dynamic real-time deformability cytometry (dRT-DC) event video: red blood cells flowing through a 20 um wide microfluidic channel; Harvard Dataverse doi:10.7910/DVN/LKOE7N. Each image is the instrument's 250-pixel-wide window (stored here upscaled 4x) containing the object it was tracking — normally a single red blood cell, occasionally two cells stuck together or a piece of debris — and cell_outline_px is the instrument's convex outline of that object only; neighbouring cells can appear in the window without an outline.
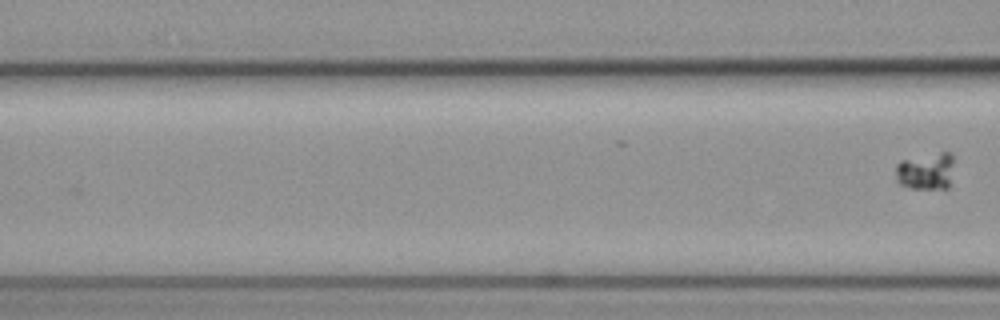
{"species": "common noctule bat (a hibernating species)", "species_latin": "Nyctalus noctula", "temperature_condition": "cold", "stored_images_in_passage": 4, "camera_frame_rate_fps": 3000, "um_per_image_px": 0.085, "animal": {"sex": "female", "body_mass_g": 19.3, "forearm_length_mm": 54.1}, "frame": {"image": 1, "passage_image": 4, "time_ms": 1.0, "image_size_px": [1000, 320], "cell_outline_px": [[952, 164], [948, 188], [912, 188], [900, 184], [896, 180], [896, 164], [900, 160], [940, 152], [952, 152]], "centroid_in_image_um": [78.67, 14.54], "position_along_channel_um": 87.9, "area_um2": 12.43}}